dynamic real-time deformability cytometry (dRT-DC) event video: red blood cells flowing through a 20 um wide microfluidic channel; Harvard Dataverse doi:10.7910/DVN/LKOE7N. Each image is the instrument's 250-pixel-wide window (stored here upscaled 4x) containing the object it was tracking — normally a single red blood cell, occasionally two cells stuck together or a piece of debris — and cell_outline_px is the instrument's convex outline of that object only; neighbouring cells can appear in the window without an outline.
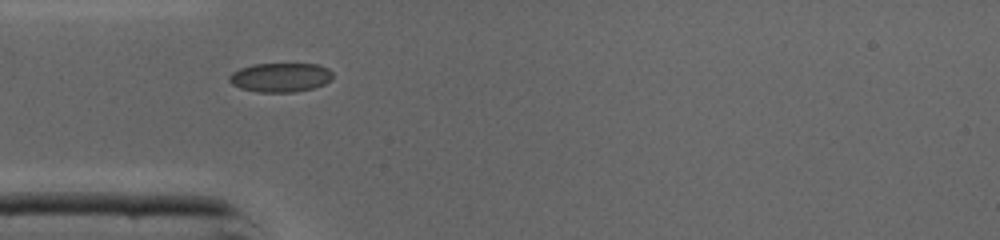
{"species": "common noctule bat (a hibernating species)", "species_latin": "Nyctalus noctula", "temperature_condition": "cold", "stored_images_in_passage": 33, "camera_frame_rate_fps": 3000, "um_per_image_px": 0.085, "animal": {"sex": "male", "body_mass_g": 19.0, "forearm_length_mm": 50.8}, "frame": {"image": 1, "passage_image": 1, "time_ms": 0.0, "image_size_px": [1000, 240], "cell_outline_px": [[332, 80], [324, 84], [312, 88], [296, 92], [256, 92], [240, 88], [232, 84], [228, 80], [228, 76], [232, 72], [240, 68], [252, 64], [316, 64], [328, 68], [332, 72]], "centroid_in_image_um": [23.82, 6.58], "position_along_channel_um": 61.2, "area_um2": 17.69}}
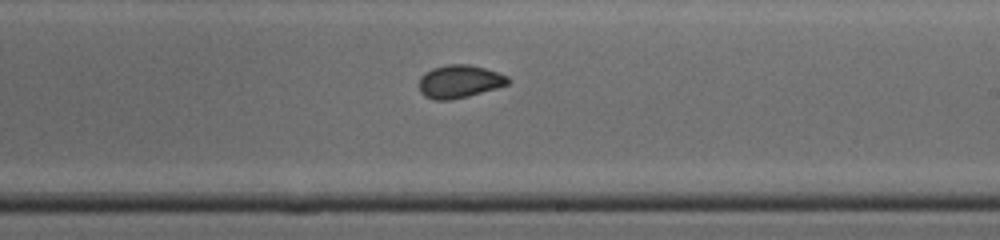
{"frame": {"image": 2, "passage_image": 14, "time_ms": 4.333, "image_size_px": [1000, 240], "cell_outline_px": [[512, 80], [508, 84], [496, 88], [468, 96], [452, 100], [436, 100], [424, 96], [420, 92], [420, 76], [424, 72], [432, 68], [448, 64], [468, 64], [484, 68], [508, 76]], "centroid_in_image_um": [39.04, 6.92], "position_along_channel_um": 250.0, "area_um2": 17.11}}
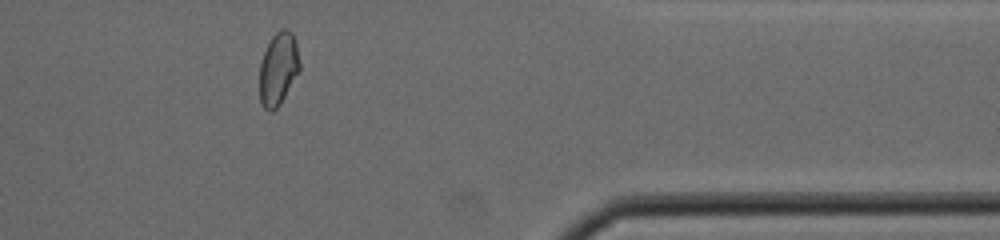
{"frame": {"image": 3, "passage_image": 25, "time_ms": 8.0, "image_size_px": [1000, 240], "cell_outline_px": [[300, 72], [280, 104], [272, 112], [268, 112], [260, 104], [260, 64], [264, 52], [272, 36], [280, 28], [288, 28], [292, 32], [296, 40], [300, 64]], "centroid_in_image_um": [23.67, 5.84], "position_along_channel_um": 387.7, "area_um2": 17.34}, "authors_computed_cell_mechanics": {"area_um2": 17.4556, "velocity_mm_per_s": 4.3805, "shape_relaxation_time_tau1_ms": 9.0678, "shape_relaxation_time_tau2_ms": 1.3674, "deformation_change_tau1": 0.1425, "deformation_change_tau2": 0.0483}}